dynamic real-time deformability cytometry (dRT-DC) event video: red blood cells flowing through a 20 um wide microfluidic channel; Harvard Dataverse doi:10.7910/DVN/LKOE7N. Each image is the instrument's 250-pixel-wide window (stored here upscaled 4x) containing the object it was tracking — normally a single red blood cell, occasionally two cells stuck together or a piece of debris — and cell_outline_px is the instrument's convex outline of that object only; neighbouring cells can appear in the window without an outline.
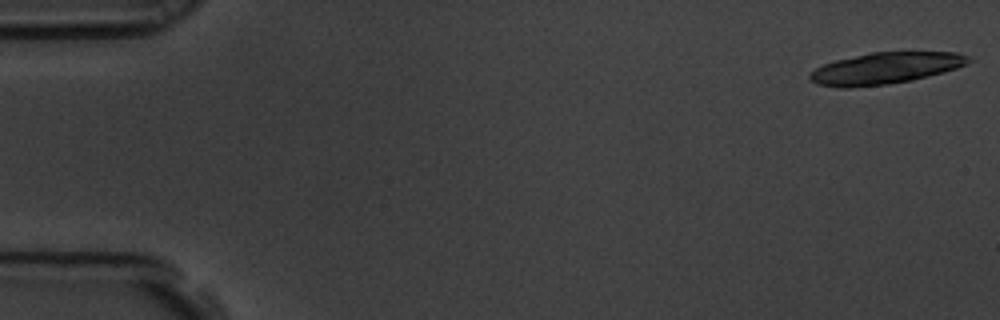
{"species": "common noctule bat (a hibernating species)", "species_latin": "Nyctalus noctula", "temperature_condition": "room temperature", "stored_images_in_passage": 6, "camera_frame_rate_fps": 3000, "um_per_image_px": 0.085, "animal": {"sex": "male", "body_mass_g": 19.5, "forearm_length_mm": 54.6}, "frame": {"image": 1, "passage_image": 1, "time_ms": 0.0, "image_size_px": [1000, 320], "cell_outline_px": [[972, 60], [968, 64], [944, 72], [912, 80], [888, 84], [848, 88], [840, 88], [816, 84], [808, 80], [808, 76], [816, 68], [824, 64], [836, 60], [872, 52], [956, 52], [968, 56]], "centroid_in_image_um": [75.25, 5.81], "position_along_channel_um": 9.8, "area_um2": 29.13}}